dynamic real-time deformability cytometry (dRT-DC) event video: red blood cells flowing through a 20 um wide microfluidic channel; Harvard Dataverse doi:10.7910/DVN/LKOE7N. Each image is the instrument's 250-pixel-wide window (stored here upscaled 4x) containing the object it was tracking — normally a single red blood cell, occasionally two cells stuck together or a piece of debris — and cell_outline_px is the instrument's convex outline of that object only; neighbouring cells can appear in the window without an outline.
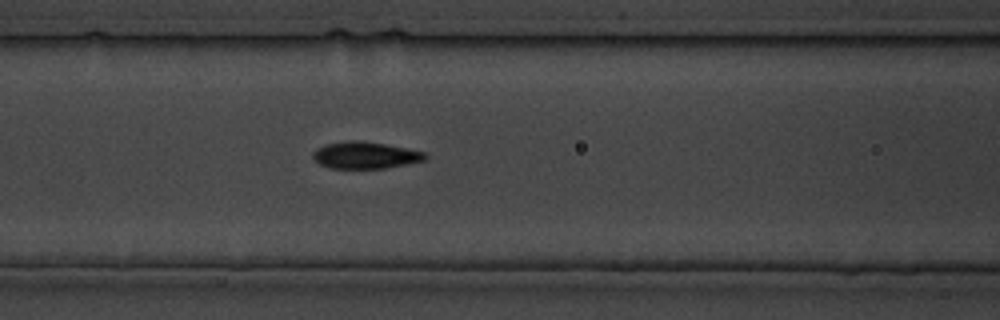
{"species": "common noctule bat (a hibernating species)", "species_latin": "Nyctalus noctula", "temperature_condition": "cold", "stored_images_in_passage": 9, "camera_frame_rate_fps": 3000, "um_per_image_px": 0.085, "animal": {"sex": "male", "body_mass_g": 19.5, "forearm_length_mm": 54.6}, "frame": {"image": 1, "passage_image": 9, "time_ms": 9.333, "image_size_px": [1000, 320], "cell_outline_px": [[428, 156], [424, 160], [384, 168], [328, 168], [320, 164], [312, 156], [312, 152], [316, 148], [328, 144], [352, 140], [384, 144], [424, 152]], "centroid_in_image_um": [31.0, 13.2], "position_along_channel_um": 135.6, "area_um2": 17.11}}